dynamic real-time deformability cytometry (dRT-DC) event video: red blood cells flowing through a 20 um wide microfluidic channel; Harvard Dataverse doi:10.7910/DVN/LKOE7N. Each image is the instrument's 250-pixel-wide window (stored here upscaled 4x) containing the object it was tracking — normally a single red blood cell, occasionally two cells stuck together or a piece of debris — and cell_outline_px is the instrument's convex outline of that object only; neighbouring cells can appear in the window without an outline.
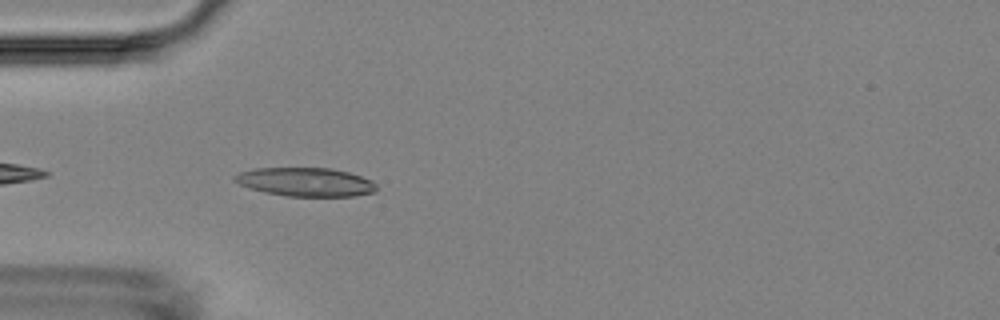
{"species": "Egyptian fruit bat (a non-hibernating species)", "species_latin": "Rousettus aegyptiacus", "temperature_condition": "room temperature", "stored_images_in_passage": 5, "camera_frame_rate_fps": 3000, "um_per_image_px": 0.085, "animal": {"sex": "female"}, "frame": {"image": 1, "passage_image": 5, "time_ms": 5.333, "image_size_px": [1000, 320], "cell_outline_px": [[376, 192], [356, 196], [288, 196], [264, 192], [248, 188], [232, 180], [232, 176], [240, 172], [252, 168], [332, 168], [348, 172], [372, 180], [376, 184]], "centroid_in_image_um": [25.96, 15.47], "position_along_channel_um": 59.0, "area_um2": 23.87}}